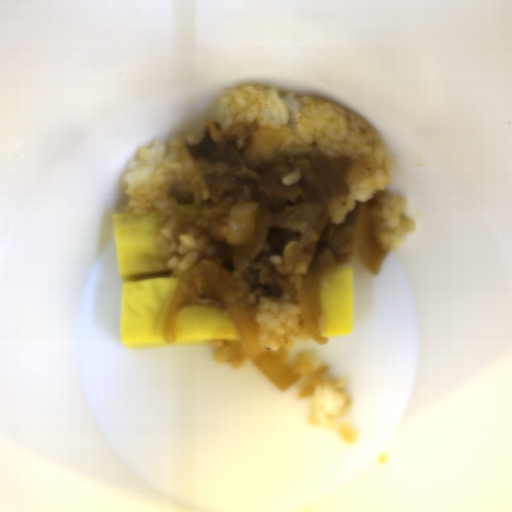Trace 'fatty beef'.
<instances>
[{"mask_svg": "<svg viewBox=\"0 0 512 512\" xmlns=\"http://www.w3.org/2000/svg\"><path fill=\"white\" fill-rule=\"evenodd\" d=\"M257 120L221 123L205 120L203 138L186 145L209 191L197 218L181 230L197 229L208 241L188 269H174L188 301L224 306L212 283L221 269L236 279L251 306L260 297L287 293L299 304L304 278L321 279L358 256L355 240L363 205L372 216L379 198L356 201L345 221L330 218L329 200L348 196L347 157L313 154H275L272 161L250 167L244 154L260 132ZM300 168L297 183L284 186L281 178Z\"/></svg>", "mask_w": 512, "mask_h": 512, "instance_id": "fatty-beef-1", "label": "fatty beef"}, {"mask_svg": "<svg viewBox=\"0 0 512 512\" xmlns=\"http://www.w3.org/2000/svg\"><path fill=\"white\" fill-rule=\"evenodd\" d=\"M171 196L174 197V201L177 206H184V205H190L194 204V193L190 191H183V190H172Z\"/></svg>", "mask_w": 512, "mask_h": 512, "instance_id": "fatty-beef-2", "label": "fatty beef"}]
</instances>
